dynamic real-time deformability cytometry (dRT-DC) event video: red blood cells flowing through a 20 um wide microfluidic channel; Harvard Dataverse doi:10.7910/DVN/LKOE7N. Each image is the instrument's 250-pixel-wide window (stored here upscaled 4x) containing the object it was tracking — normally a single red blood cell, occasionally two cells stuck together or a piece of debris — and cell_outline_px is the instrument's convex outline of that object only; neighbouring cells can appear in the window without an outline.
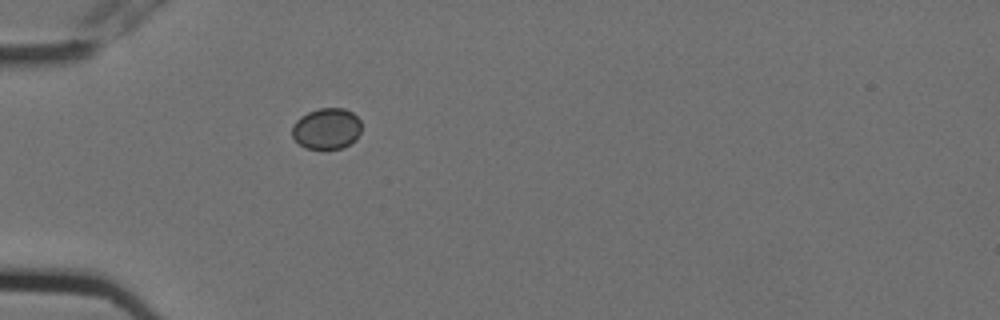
{"species": "Egyptian fruit bat (a non-hibernating species)", "species_latin": "Rousettus aegyptiacus", "temperature_condition": "cold", "stored_images_in_passage": 1, "camera_frame_rate_fps": 3000, "um_per_image_px": 0.085, "animal": {"sex": "female"}, "frame": {"image": 1, "passage_image": 1, "time_ms": 0.0, "image_size_px": [1000, 320], "cell_outline_px": [[360, 132], [356, 140], [340, 148], [304, 148], [292, 136], [292, 128], [296, 120], [300, 116], [308, 112], [320, 108], [344, 108], [352, 112], [360, 120]], "centroid_in_image_um": [27.76, 10.92], "position_along_channel_um": 57.2, "area_um2": 16.47}}